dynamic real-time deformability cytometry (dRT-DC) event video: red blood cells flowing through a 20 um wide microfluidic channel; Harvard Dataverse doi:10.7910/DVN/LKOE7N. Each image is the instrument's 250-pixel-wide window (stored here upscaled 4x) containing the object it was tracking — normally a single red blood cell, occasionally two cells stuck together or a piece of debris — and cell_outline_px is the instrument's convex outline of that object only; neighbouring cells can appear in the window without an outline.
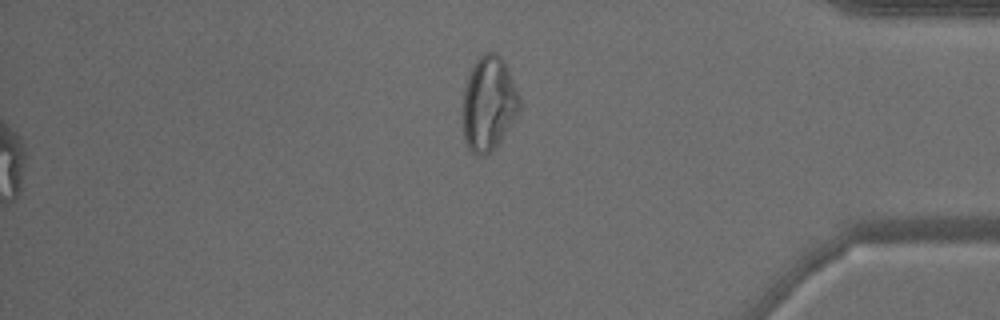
{"species": "common noctule bat (a hibernating species)", "species_latin": "Nyctalus noctula", "temperature_condition": "warm", "stored_images_in_passage": 45, "segment_of_instrument_passage": [2, 2], "camera_frame_rate_fps": 3000, "um_per_image_px": 0.085, "animal": {"sex": "male", "body_mass_g": 15.6}, "frame": {"image": 1, "passage_image": 45, "time_ms": 14.667, "image_size_px": [1000, 320], "cell_outline_px": [[520, 108], [516, 116], [500, 140], [484, 156], [476, 156], [468, 148], [464, 140], [464, 92], [468, 76], [476, 60], [484, 52], [496, 52], [500, 56], [520, 96]], "centroid_in_image_um": [41.53, 8.81], "position_along_channel_um": 393.7, "area_um2": 30.46}}